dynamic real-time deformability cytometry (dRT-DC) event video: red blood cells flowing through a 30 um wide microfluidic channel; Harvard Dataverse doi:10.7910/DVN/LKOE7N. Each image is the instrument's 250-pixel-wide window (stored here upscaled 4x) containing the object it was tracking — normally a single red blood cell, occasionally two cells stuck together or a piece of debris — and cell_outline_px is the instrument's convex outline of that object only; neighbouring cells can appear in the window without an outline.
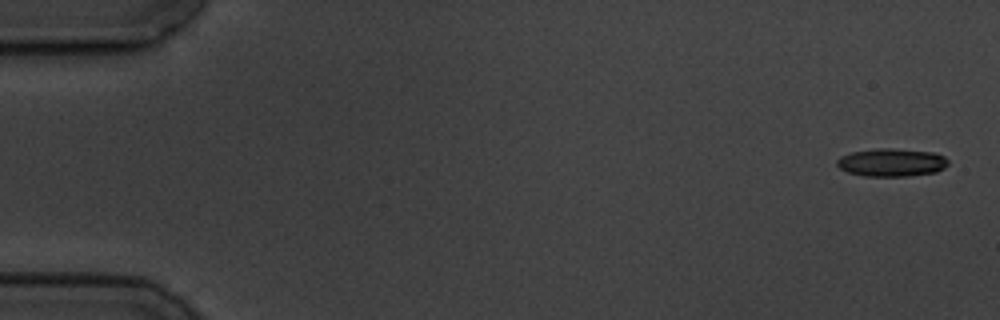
{"species": "common noctule bat (a hibernating species)", "species_latin": "Nyctalus noctula", "temperature_condition": "cold", "stored_images_in_passage": 15, "camera_frame_rate_fps": 3000, "um_per_image_px": 0.085, "animal": {"sex": "male", "body_mass_g": 19.5, "forearm_length_mm": 54.6}, "frame": {"image": 1, "passage_image": 1, "time_ms": 0.0, "image_size_px": [1000, 320], "cell_outline_px": [[948, 164], [944, 168], [936, 172], [908, 176], [864, 176], [848, 172], [840, 168], [836, 164], [836, 160], [840, 156], [852, 152], [880, 148], [892, 148], [932, 152], [944, 156], [948, 160]], "centroid_in_image_um": [75.78, 13.81], "position_along_channel_um": 9.2, "area_um2": 18.15}}
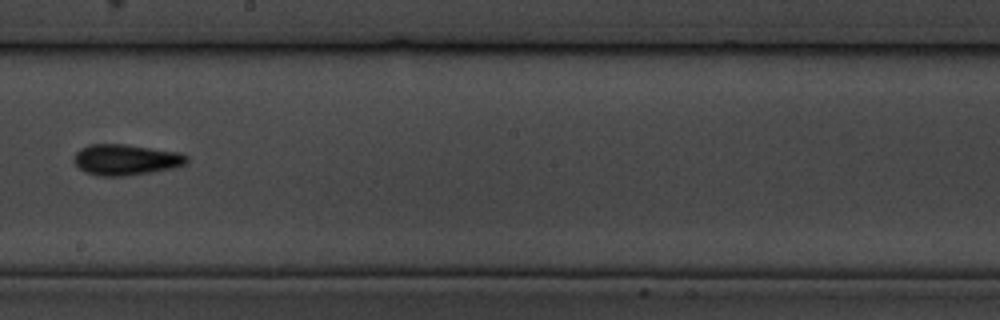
{"frame": {"image": 2, "passage_image": 9, "time_ms": 10.333, "image_size_px": [1000, 320], "cell_outline_px": [[188, 164], [172, 168], [152, 172], [124, 176], [96, 176], [84, 172], [72, 160], [72, 156], [80, 148], [88, 144], [124, 144], [180, 152], [188, 156]], "centroid_in_image_um": [10.68, 13.57], "position_along_channel_um": 237.5, "area_um2": 20.58}}
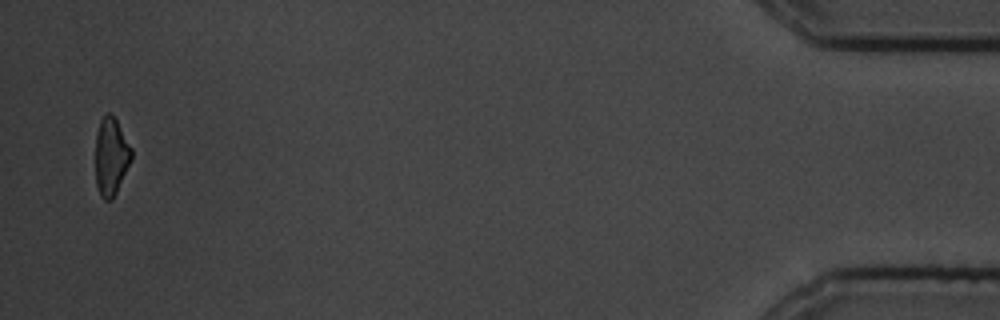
{"frame": {"image": 3, "passage_image": 15, "time_ms": 18.0, "image_size_px": [1000, 320], "cell_outline_px": [[132, 160], [112, 200], [104, 200], [100, 196], [96, 184], [96, 132], [100, 120], [108, 112], [116, 120], [132, 148]], "centroid_in_image_um": [9.44, 13.32], "position_along_channel_um": 425.8, "area_um2": 16.24}, "authors_computed_cell_mechanics": {"area_um2": 18.7272, "velocity_mm_per_s": 3.5412, "shape_relaxation_time_tau1_ms": 2.1849, "shape_relaxation_time_tau2_ms": 5.213, "deformation_change_tau1": 0.064, "deformation_change_tau2": 0.0899}}